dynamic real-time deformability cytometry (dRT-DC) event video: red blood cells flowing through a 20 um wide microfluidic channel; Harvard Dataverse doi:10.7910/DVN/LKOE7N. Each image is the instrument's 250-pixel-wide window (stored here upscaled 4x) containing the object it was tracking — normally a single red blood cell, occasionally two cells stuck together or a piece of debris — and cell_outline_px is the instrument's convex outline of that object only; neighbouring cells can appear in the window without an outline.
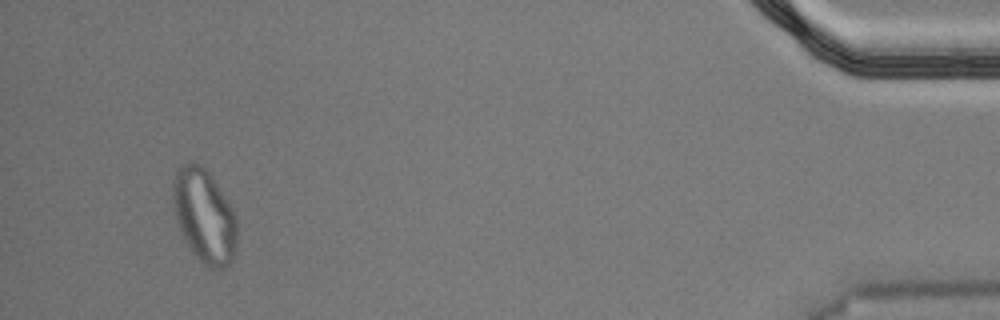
{"species": "Egyptian fruit bat (a non-hibernating species)", "species_latin": "Rousettus aegyptiacus", "temperature_condition": "cold", "stored_images_in_passage": 55, "segment_of_instrument_passage": [2, 2], "camera_frame_rate_fps": 3000, "um_per_image_px": 0.085, "animal": {"sex": "male"}, "frame": {"image": 1, "passage_image": 52, "time_ms": 17.0, "image_size_px": [1000, 320], "cell_outline_px": [[236, 244], [232, 264], [224, 268], [208, 268], [192, 252], [180, 232], [176, 220], [172, 196], [172, 192], [176, 172], [180, 164], [188, 160], [196, 160], [212, 176], [232, 208], [236, 220]], "centroid_in_image_um": [17.35, 18.33], "position_along_channel_um": 417.8, "area_um2": 35.2}}